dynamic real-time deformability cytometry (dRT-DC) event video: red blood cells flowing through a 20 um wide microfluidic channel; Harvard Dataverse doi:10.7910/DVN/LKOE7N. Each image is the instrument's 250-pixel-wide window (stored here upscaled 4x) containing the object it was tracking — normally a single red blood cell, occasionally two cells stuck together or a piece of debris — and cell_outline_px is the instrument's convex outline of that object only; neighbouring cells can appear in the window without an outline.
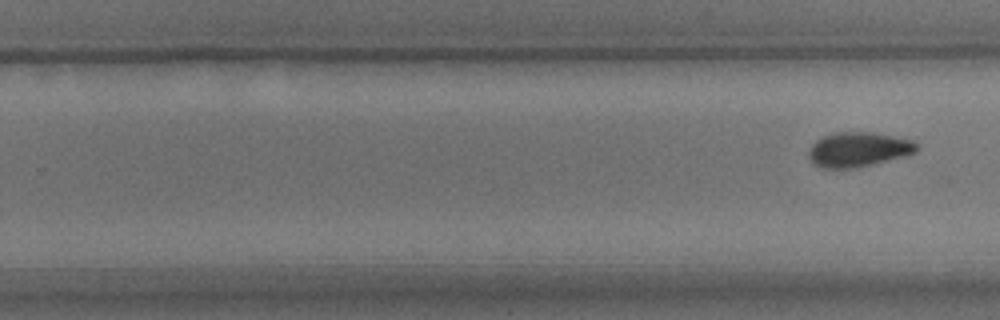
{"species": "common noctule bat (a hibernating species)", "species_latin": "Nyctalus noctula", "temperature_condition": "room temperature", "stored_images_in_passage": 10, "segment_of_instrument_passage": [2, 2], "camera_frame_rate_fps": 3000, "um_per_image_px": 0.085, "animal": {"sex": "male", "body_mass_g": 15.6}, "frame": {"image": 1, "passage_image": 10, "time_ms": 11.333, "image_size_px": [1000, 320], "cell_outline_px": [[920, 148], [916, 152], [908, 156], [856, 168], [824, 168], [816, 164], [808, 156], [808, 152], [812, 144], [820, 136], [832, 132], [872, 132], [912, 140], [920, 144]], "centroid_in_image_um": [73.0, 12.69], "position_along_channel_um": 256.8, "area_um2": 22.14}}